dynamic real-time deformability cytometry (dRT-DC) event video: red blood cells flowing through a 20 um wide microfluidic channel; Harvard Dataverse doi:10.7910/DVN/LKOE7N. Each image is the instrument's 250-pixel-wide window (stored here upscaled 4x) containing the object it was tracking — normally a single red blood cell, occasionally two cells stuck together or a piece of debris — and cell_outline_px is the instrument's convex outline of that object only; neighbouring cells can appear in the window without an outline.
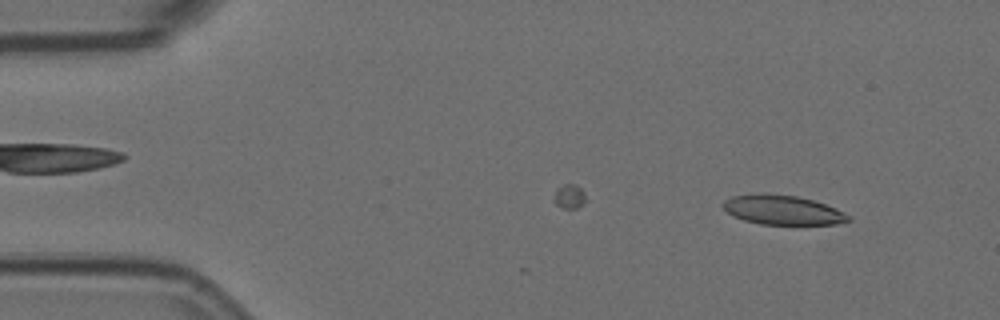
{"species": "Egyptian fruit bat (a non-hibernating species)", "species_latin": "Rousettus aegyptiacus", "temperature_condition": "room temperature", "stored_images_in_passage": 20, "camera_frame_rate_fps": 3000, "um_per_image_px": 0.085, "animal": {"sex": "female"}, "frame": {"image": 1, "passage_image": 5, "time_ms": 1.333, "image_size_px": [1000, 320], "cell_outline_px": [[852, 220], [836, 224], [760, 224], [744, 220], [732, 216], [720, 204], [724, 200], [732, 196], [760, 192], [764, 192], [796, 196], [812, 200], [836, 208], [848, 216]], "centroid_in_image_um": [66.45, 17.83], "position_along_channel_um": 18.5, "area_um2": 21.56}}